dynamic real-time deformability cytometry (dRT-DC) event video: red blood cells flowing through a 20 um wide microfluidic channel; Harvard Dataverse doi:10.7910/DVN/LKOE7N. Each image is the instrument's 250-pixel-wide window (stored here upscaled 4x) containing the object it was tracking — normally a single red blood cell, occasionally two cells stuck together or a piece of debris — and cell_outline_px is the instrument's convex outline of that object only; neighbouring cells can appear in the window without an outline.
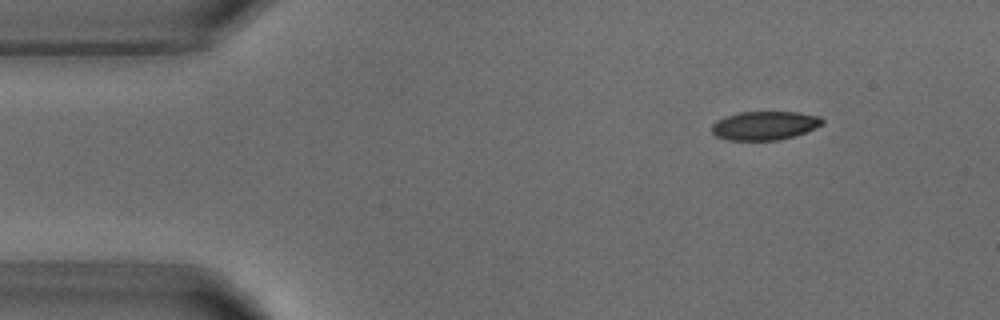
{"species": "common noctule bat (a hibernating species)", "species_latin": "Nyctalus noctula", "temperature_condition": "warm", "stored_images_in_passage": 3, "camera_frame_rate_fps": 3000, "um_per_image_px": 0.085, "animal": {"sex": "male", "body_mass_g": 18.8}, "frame": {"image": 1, "passage_image": 1, "time_ms": 0.0, "image_size_px": [1000, 320], "cell_outline_px": [[824, 124], [804, 132], [780, 140], [728, 140], [716, 136], [712, 132], [712, 124], [716, 120], [740, 112], [800, 112], [820, 116], [824, 120]], "centroid_in_image_um": [65.0, 10.67], "position_along_channel_um": 20.0, "area_um2": 18.44}}
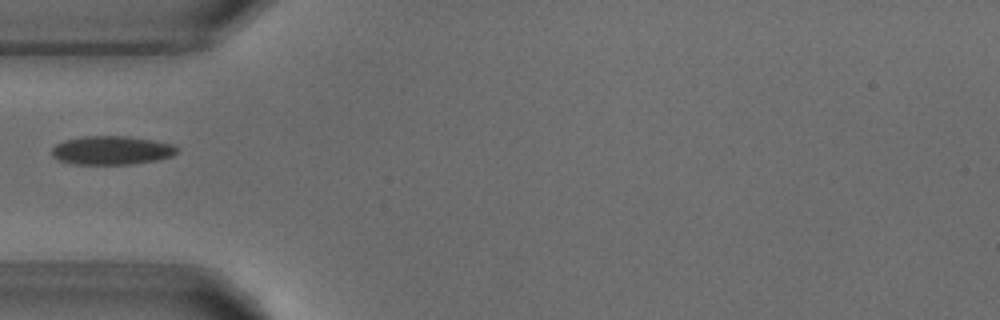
{"frame": {"image": 2, "passage_image": 3, "time_ms": 3.333, "image_size_px": [1000, 320], "cell_outline_px": [[180, 152], [172, 156], [156, 160], [132, 164], [76, 164], [60, 160], [52, 156], [52, 148], [56, 144], [64, 140], [84, 136], [128, 136], [176, 144], [180, 148]], "centroid_in_image_um": [9.56, 12.77], "position_along_channel_um": 75.4, "area_um2": 21.1}}